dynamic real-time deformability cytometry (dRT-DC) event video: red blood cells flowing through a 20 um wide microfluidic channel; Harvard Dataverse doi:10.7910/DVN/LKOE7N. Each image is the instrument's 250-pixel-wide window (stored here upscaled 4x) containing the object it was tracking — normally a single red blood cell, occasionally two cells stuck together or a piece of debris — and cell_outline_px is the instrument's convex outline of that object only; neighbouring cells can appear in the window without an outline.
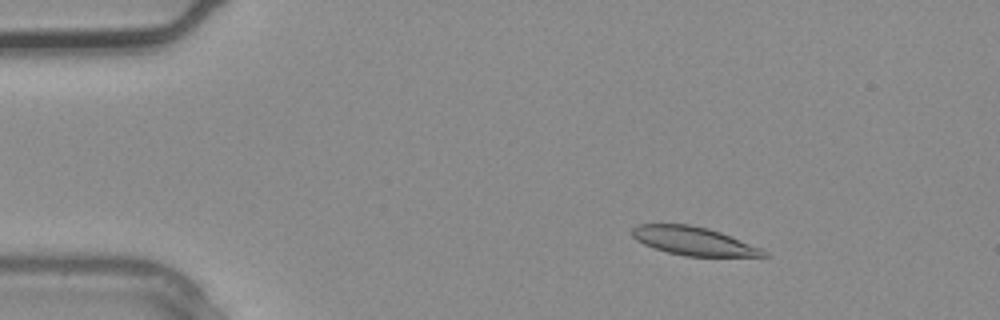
{"species": "common noctule bat (a hibernating species)", "species_latin": "Nyctalus noctula", "temperature_condition": "warm", "stored_images_in_passage": 3, "camera_frame_rate_fps": 3000, "um_per_image_px": 0.085, "animal": {"sex": "male", "body_mass_g": 20.4}, "frame": {"image": 1, "passage_image": 2, "time_ms": 0.333, "image_size_px": [1000, 320], "cell_outline_px": [[768, 256], [684, 256], [668, 252], [644, 244], [636, 240], [632, 236], [632, 228], [636, 224], [688, 224], [708, 228], [720, 232], [760, 248], [768, 252]], "centroid_in_image_um": [58.92, 20.48], "position_along_channel_um": 26.1, "area_um2": 21.5}}